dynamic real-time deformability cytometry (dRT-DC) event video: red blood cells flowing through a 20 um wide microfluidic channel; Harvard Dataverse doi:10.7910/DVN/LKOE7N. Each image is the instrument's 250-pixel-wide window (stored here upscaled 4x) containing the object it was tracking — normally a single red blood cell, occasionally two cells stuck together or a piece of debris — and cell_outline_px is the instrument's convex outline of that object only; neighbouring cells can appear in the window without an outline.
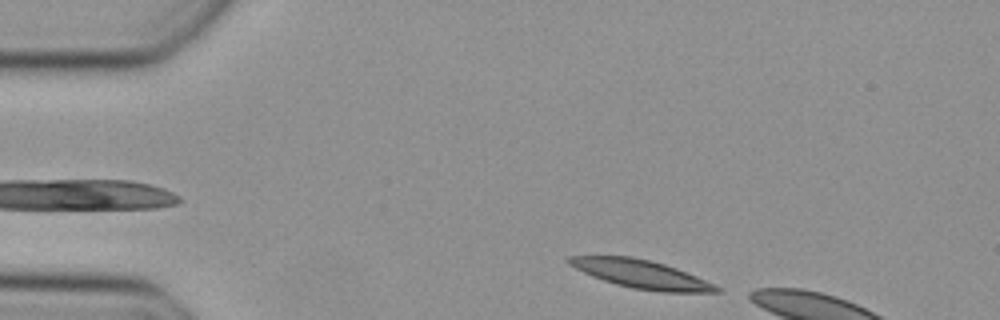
{"species": "Egyptian fruit bat (a non-hibernating species)", "species_latin": "Rousettus aegyptiacus", "temperature_condition": "cold", "stored_images_in_passage": 5, "camera_frame_rate_fps": 3000, "um_per_image_px": 0.085, "animal": {"sex": "female"}, "frame": {"image": 1, "passage_image": 1, "time_ms": 0.0, "image_size_px": [1000, 320], "cell_outline_px": [[720, 292], [660, 292], [632, 288], [616, 284], [592, 276], [568, 264], [564, 260], [568, 256], [632, 256], [664, 264], [676, 268], [696, 276], [720, 288]], "centroid_in_image_um": [54.45, 23.29], "position_along_channel_um": 30.6, "area_um2": 24.04}}